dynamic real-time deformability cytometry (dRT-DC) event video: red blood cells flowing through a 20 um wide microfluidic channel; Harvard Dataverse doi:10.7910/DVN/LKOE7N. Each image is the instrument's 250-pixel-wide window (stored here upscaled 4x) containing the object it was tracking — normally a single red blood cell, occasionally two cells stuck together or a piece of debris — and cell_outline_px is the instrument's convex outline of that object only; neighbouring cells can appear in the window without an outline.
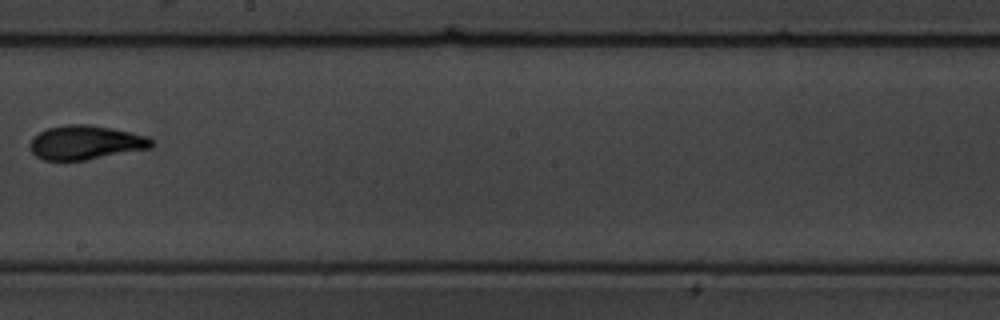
{"species": "common noctule bat (a hibernating species)", "species_latin": "Nyctalus noctula", "temperature_condition": "warm", "stored_images_in_passage": 10, "camera_frame_rate_fps": 3000, "um_per_image_px": 0.085, "animal": {"sex": "male", "body_mass_g": 19.5, "forearm_length_mm": 54.6}, "frame": {"image": 1, "passage_image": 10, "time_ms": 11.333, "image_size_px": [1000, 320], "cell_outline_px": [[152, 148], [88, 160], [44, 160], [36, 156], [32, 152], [28, 144], [40, 132], [48, 128], [68, 124], [88, 124], [112, 128], [148, 136], [152, 140]], "centroid_in_image_um": [7.3, 12.12], "position_along_channel_um": 240.9, "area_um2": 24.16}}